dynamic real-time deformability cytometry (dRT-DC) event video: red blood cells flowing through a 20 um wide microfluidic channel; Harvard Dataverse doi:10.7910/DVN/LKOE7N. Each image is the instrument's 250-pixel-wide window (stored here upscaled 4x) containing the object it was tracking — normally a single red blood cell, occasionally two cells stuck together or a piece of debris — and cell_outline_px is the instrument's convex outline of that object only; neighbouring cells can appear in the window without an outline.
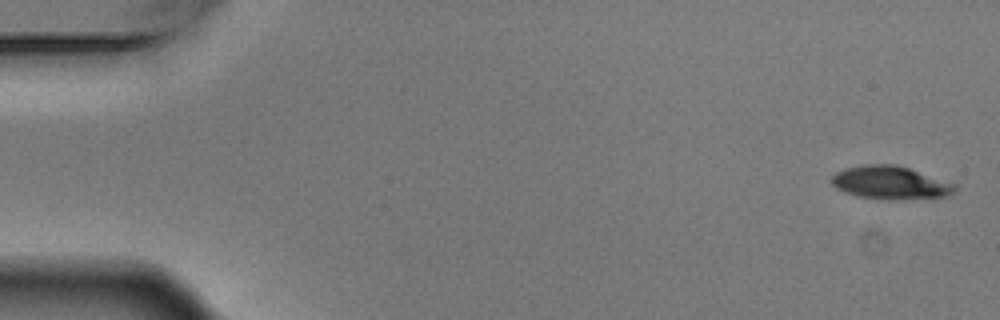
{"species": "Egyptian fruit bat (a non-hibernating species)", "species_latin": "Rousettus aegyptiacus", "temperature_condition": "warm", "stored_images_in_passage": 5, "camera_frame_rate_fps": 3000, "um_per_image_px": 0.085, "animal": {"sex": "male"}, "frame": {"image": 1, "passage_image": 1, "time_ms": 0.0, "image_size_px": [1000, 320], "cell_outline_px": [[956, 188], [952, 192], [944, 196], [860, 196], [844, 192], [836, 188], [832, 184], [832, 176], [836, 172], [844, 168], [864, 164], [896, 164], [956, 184]], "centroid_in_image_um": [75.59, 15.44], "position_along_channel_um": 9.4, "area_um2": 22.25}}
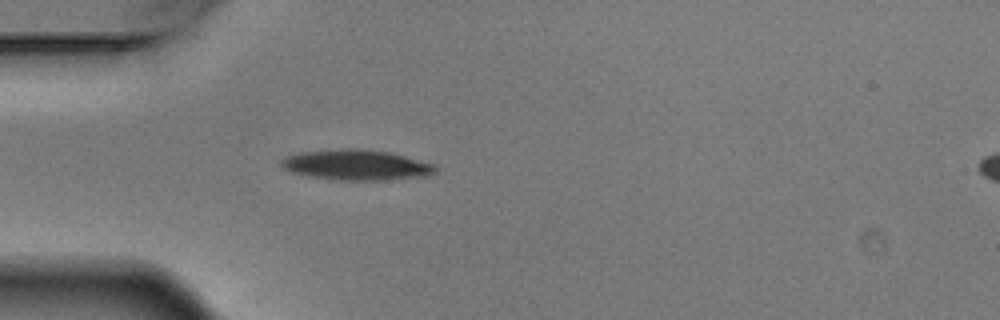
{"frame": {"image": 2, "passage_image": 5, "time_ms": 1.333, "image_size_px": [1000, 320], "cell_outline_px": [[436, 172], [432, 176], [376, 180], [340, 180], [312, 176], [292, 172], [284, 168], [280, 164], [280, 160], [288, 156], [300, 152], [340, 148], [356, 148], [388, 152], [436, 164]], "centroid_in_image_um": [30.33, 14.01], "position_along_channel_um": 54.7, "area_um2": 27.22}}